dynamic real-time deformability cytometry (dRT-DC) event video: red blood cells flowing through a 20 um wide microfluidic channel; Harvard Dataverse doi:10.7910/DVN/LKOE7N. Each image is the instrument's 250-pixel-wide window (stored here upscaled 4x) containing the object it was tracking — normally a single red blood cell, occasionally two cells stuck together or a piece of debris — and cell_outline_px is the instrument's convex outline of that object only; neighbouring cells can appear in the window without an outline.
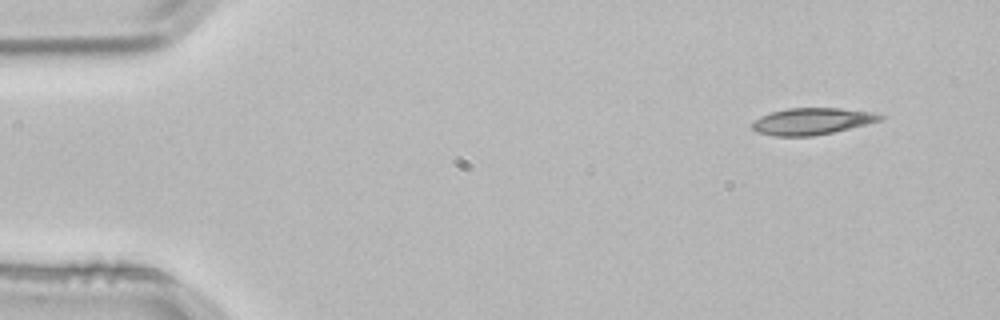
{"species": "common noctule bat (a hibernating species)", "species_latin": "Nyctalus noctula", "temperature_condition": "room temperature", "stored_images_in_passage": 3, "camera_frame_rate_fps": 3000, "um_per_image_px": 0.085, "animal": {"sex": "male", "body_mass_g": 21.5, "forearm_length_mm": 52.0}, "frame": {"image": 1, "passage_image": 1, "time_ms": 0.0, "image_size_px": [1000, 320], "cell_outline_px": [[884, 120], [832, 132], [812, 136], [772, 136], [756, 132], [752, 128], [752, 120], [760, 116], [772, 112], [788, 108], [840, 108], [872, 112], [884, 116]], "centroid_in_image_um": [68.99, 10.31], "position_along_channel_um": 16.0, "area_um2": 19.94}}
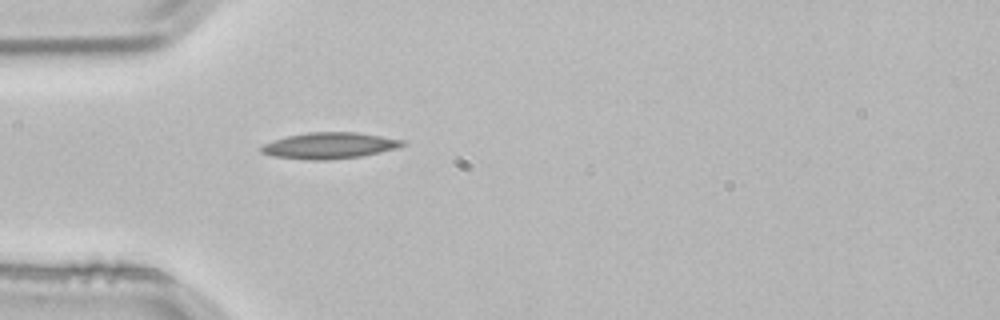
{"frame": {"image": 2, "passage_image": 3, "time_ms": 0.667, "image_size_px": [1000, 320], "cell_outline_px": [[408, 144], [396, 148], [380, 152], [360, 156], [328, 160], [308, 160], [272, 156], [260, 152], [260, 148], [264, 144], [288, 136], [308, 132], [356, 132], [404, 140]], "centroid_in_image_um": [28.01, 12.38], "position_along_channel_um": 57.0, "area_um2": 21.44}}